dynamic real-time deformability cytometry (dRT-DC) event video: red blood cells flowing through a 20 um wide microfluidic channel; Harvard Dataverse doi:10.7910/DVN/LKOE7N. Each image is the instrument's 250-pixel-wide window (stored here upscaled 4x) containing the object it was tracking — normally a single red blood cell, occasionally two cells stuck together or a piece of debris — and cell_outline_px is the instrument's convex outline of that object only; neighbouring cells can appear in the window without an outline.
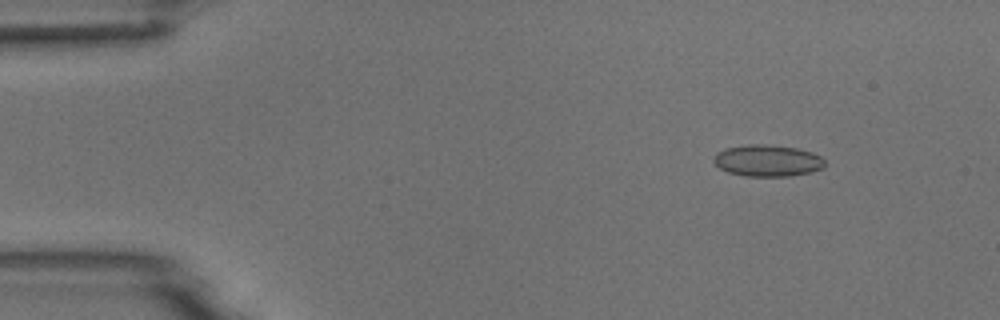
{"species": "common noctule bat (a hibernating species)", "species_latin": "Nyctalus noctula", "temperature_condition": "room temperature", "stored_images_in_passage": 5, "camera_frame_rate_fps": 3000, "um_per_image_px": 0.085, "animal": {"sex": "male", "body_mass_g": 18.8}, "frame": {"image": 1, "passage_image": 2, "time_ms": 1.0, "image_size_px": [1000, 320], "cell_outline_px": [[824, 168], [812, 172], [788, 176], [744, 176], [728, 172], [720, 168], [712, 160], [716, 152], [724, 148], [748, 144], [764, 144], [796, 148], [812, 152], [820, 156], [824, 160]], "centroid_in_image_um": [65.22, 13.65], "position_along_channel_um": 19.8, "area_um2": 20.58}}
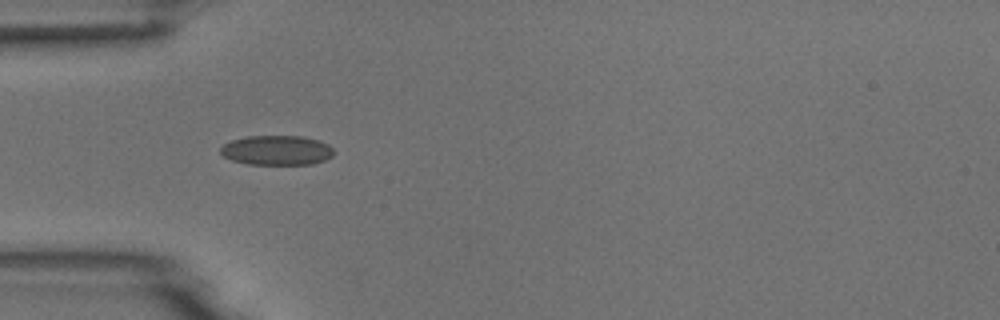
{"frame": {"image": 2, "passage_image": 4, "time_ms": 4.333, "image_size_px": [1000, 320], "cell_outline_px": [[332, 156], [324, 160], [312, 164], [248, 164], [232, 160], [224, 156], [220, 152], [220, 148], [224, 144], [232, 140], [248, 136], [304, 136], [320, 140], [328, 144], [332, 148]], "centroid_in_image_um": [23.53, 12.76], "position_along_channel_um": 61.5, "area_um2": 19.54}}